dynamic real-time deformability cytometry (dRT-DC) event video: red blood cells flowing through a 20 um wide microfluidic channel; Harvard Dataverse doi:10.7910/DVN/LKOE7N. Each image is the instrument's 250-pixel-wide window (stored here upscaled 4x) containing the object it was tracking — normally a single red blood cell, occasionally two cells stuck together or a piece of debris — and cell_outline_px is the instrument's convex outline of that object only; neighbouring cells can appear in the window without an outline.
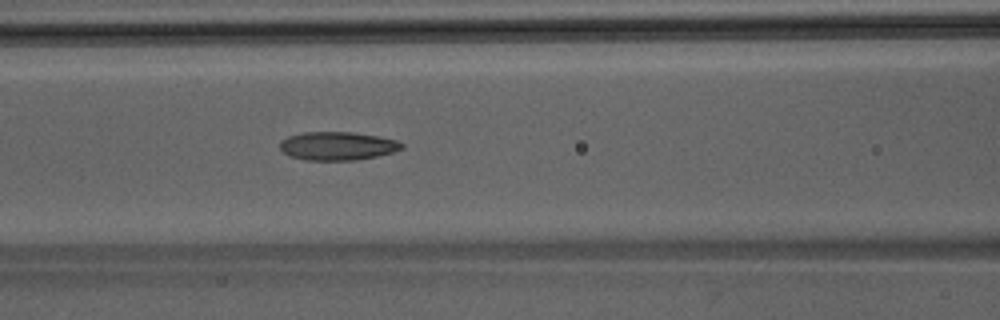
{"species": "Egyptian fruit bat (a non-hibernating species)", "species_latin": "Rousettus aegyptiacus", "temperature_condition": "room temperature", "stored_images_in_passage": 38, "camera_frame_rate_fps": 3000, "um_per_image_px": 0.085, "animal": {"sex": "male"}, "frame": {"image": 1, "passage_image": 11, "time_ms": 3.333, "image_size_px": [1000, 320], "cell_outline_px": [[404, 148], [392, 152], [376, 156], [356, 160], [304, 160], [288, 156], [280, 148], [280, 140], [288, 136], [304, 132], [352, 132], [376, 136], [396, 140], [404, 144]], "centroid_in_image_um": [28.66, 12.41], "position_along_channel_um": 137.9, "area_um2": 20.17}}
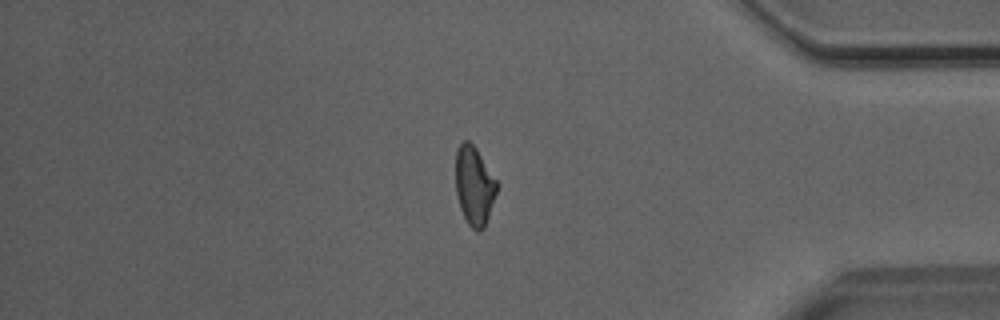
{"frame": {"image": 2, "passage_image": 31, "time_ms": 10.0, "image_size_px": [1000, 320], "cell_outline_px": [[496, 192], [484, 228], [480, 232], [476, 232], [468, 224], [460, 208], [456, 192], [456, 148], [464, 140], [468, 140], [476, 148], [496, 180]], "centroid_in_image_um": [40.29, 15.79], "position_along_channel_um": 394.9, "area_um2": 18.61}}
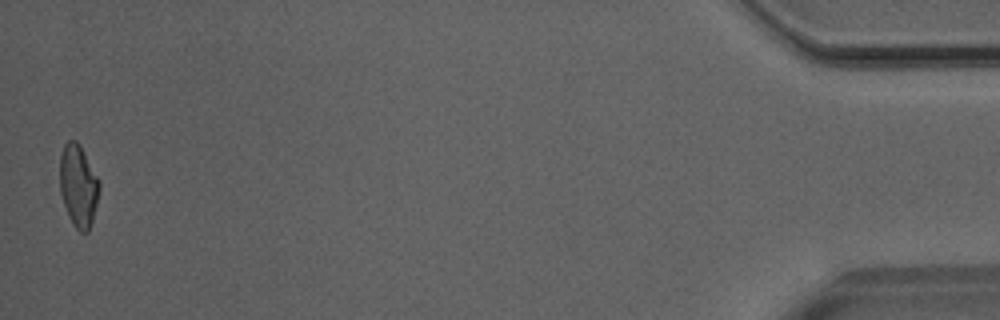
{"frame": {"image": 3, "passage_image": 38, "time_ms": 12.333, "image_size_px": [1000, 320], "cell_outline_px": [[100, 188], [92, 220], [88, 232], [80, 232], [72, 224], [68, 216], [60, 192], [60, 156], [64, 144], [68, 140], [76, 140], [80, 144], [100, 180]], "centroid_in_image_um": [6.66, 15.76], "position_along_channel_um": 428.5, "area_um2": 19.02}}